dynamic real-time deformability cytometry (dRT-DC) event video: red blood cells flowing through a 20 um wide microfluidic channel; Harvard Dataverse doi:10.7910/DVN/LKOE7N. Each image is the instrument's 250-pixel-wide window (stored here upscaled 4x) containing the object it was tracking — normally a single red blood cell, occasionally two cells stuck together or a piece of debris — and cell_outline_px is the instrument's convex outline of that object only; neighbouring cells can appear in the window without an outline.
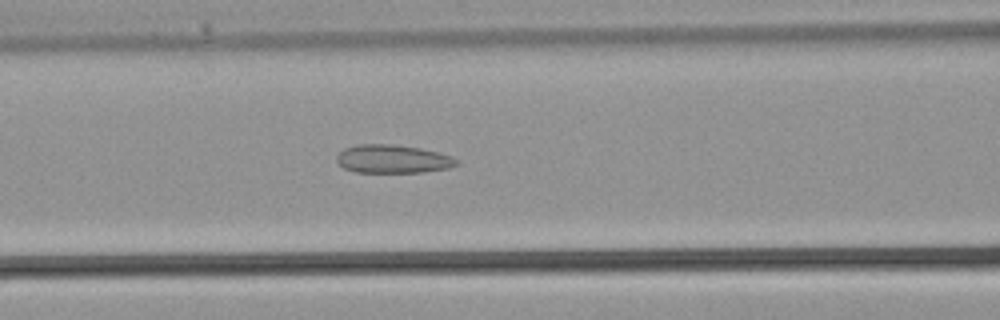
{"species": "common noctule bat (a hibernating species)", "species_latin": "Nyctalus noctula", "temperature_condition": "warm", "stored_images_in_passage": 36, "camera_frame_rate_fps": 3000, "um_per_image_px": 0.085, "animal": {"sex": "male", "body_mass_g": 21.5, "forearm_length_mm": 52.0}, "frame": {"image": 1, "passage_image": 15, "time_ms": 4.667, "image_size_px": [1000, 320], "cell_outline_px": [[460, 164], [448, 168], [420, 172], [356, 172], [344, 168], [336, 160], [336, 156], [344, 148], [356, 144], [392, 144], [420, 148], [452, 156], [460, 160]], "centroid_in_image_um": [33.39, 13.51], "position_along_channel_um": 133.2, "area_um2": 19.83}}
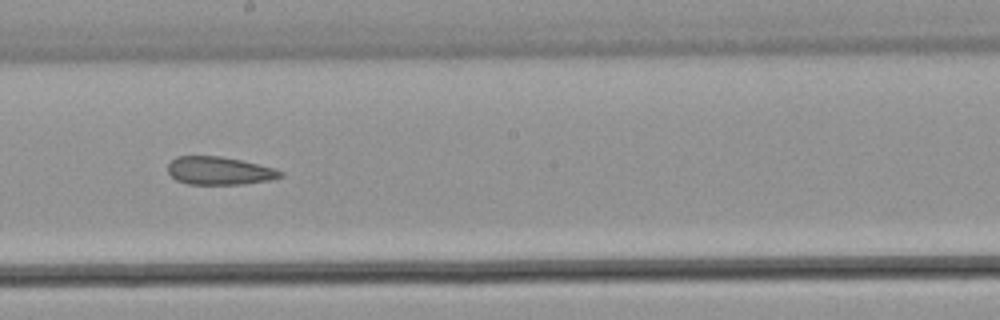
{"frame": {"image": 2, "passage_image": 20, "time_ms": 6.333, "image_size_px": [1000, 320], "cell_outline_px": [[284, 176], [272, 180], [244, 184], [188, 184], [176, 180], [168, 172], [168, 164], [176, 156], [220, 156], [240, 160], [272, 168], [284, 172]], "centroid_in_image_um": [18.64, 14.52], "position_along_channel_um": 229.6, "area_um2": 18.32}}
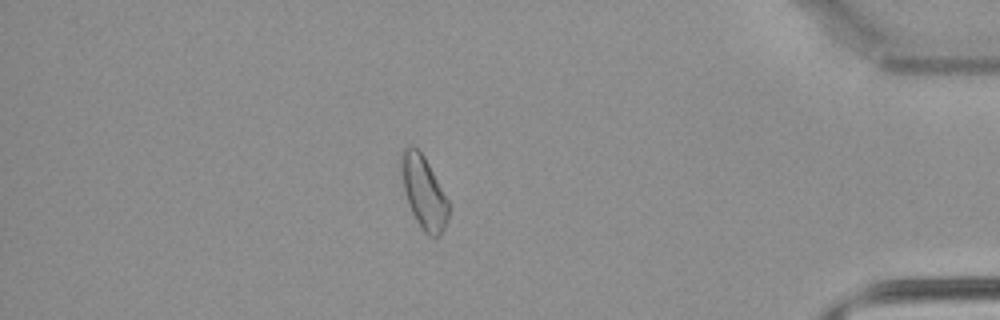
{"frame": {"image": 3, "passage_image": 31, "time_ms": 10.0, "image_size_px": [1000, 320], "cell_outline_px": [[448, 220], [440, 236], [428, 236], [420, 228], [408, 204], [404, 188], [400, 168], [400, 156], [404, 148], [408, 144], [416, 148], [424, 156], [448, 200]], "centroid_in_image_um": [36.0, 16.35], "position_along_channel_um": 399.2, "area_um2": 19.88}}